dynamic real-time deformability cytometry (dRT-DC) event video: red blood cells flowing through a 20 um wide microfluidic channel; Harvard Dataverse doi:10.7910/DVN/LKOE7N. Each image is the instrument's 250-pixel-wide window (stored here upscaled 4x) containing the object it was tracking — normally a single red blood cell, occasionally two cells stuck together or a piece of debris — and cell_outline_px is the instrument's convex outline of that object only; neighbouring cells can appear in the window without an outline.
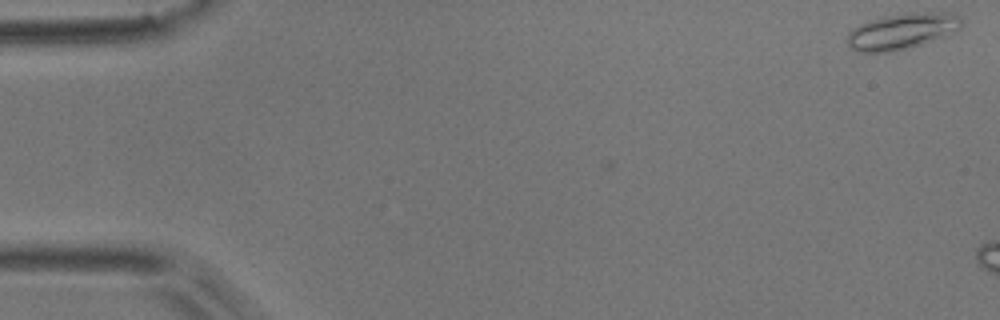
{"species": "common noctule bat (a hibernating species)", "species_latin": "Nyctalus noctula", "temperature_condition": "room temperature", "stored_images_in_passage": 7, "camera_frame_rate_fps": 3000, "um_per_image_px": 0.085, "animal": {"sex": "male", "body_mass_g": 17.9}, "frame": {"image": 1, "passage_image": 1, "time_ms": 0.0, "image_size_px": [1000, 320], "cell_outline_px": [[960, 28], [944, 36], [908, 48], [888, 52], [860, 52], [848, 48], [848, 32], [852, 28], [868, 20], [884, 16], [904, 12], [956, 12], [960, 16]], "centroid_in_image_um": [76.64, 2.63], "position_along_channel_um": 8.4, "area_um2": 24.04}}